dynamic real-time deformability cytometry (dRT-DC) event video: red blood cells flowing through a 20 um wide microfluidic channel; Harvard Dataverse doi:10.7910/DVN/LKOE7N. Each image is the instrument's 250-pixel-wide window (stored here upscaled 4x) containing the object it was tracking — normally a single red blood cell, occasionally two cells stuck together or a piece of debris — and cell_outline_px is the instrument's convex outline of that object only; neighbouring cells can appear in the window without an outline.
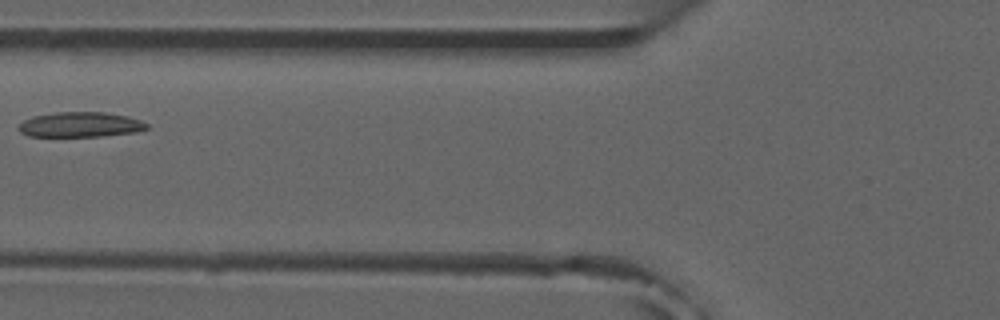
{"species": "common noctule bat (a hibernating species)", "species_latin": "Nyctalus noctula", "temperature_condition": "room temperature", "stored_images_in_passage": 5, "camera_frame_rate_fps": 3000, "um_per_image_px": 0.085, "animal": {"sex": "male", "forearm_length_mm": 52.5}, "frame": {"image": 1, "passage_image": 3, "time_ms": 2.333, "image_size_px": [1000, 320], "cell_outline_px": [[148, 128], [136, 132], [104, 136], [28, 136], [20, 132], [20, 124], [24, 120], [32, 116], [56, 112], [104, 112], [128, 116], [140, 120], [148, 124]], "centroid_in_image_um": [6.85, 10.59], "position_along_channel_um": 118.9, "area_um2": 18.67}}
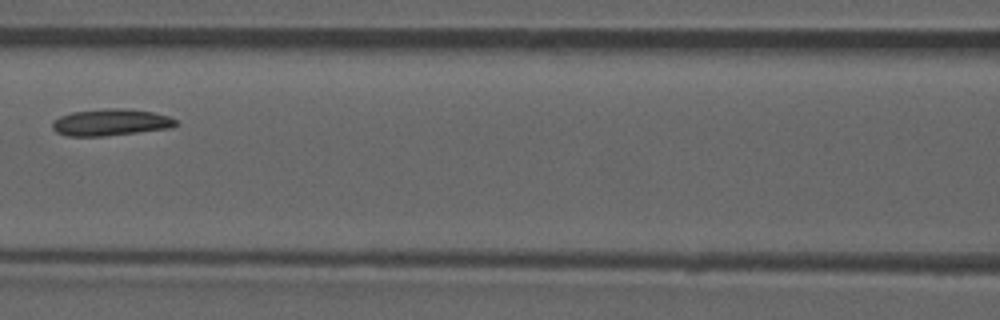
{"frame": {"image": 2, "passage_image": 4, "time_ms": 3.333, "image_size_px": [1000, 320], "cell_outline_px": [[180, 124], [172, 128], [104, 136], [68, 136], [56, 132], [52, 128], [52, 124], [60, 116], [72, 112], [108, 108], [128, 108], [152, 112], [168, 116], [176, 120]], "centroid_in_image_um": [9.45, 10.4], "position_along_channel_um": 157.2, "area_um2": 19.25}}